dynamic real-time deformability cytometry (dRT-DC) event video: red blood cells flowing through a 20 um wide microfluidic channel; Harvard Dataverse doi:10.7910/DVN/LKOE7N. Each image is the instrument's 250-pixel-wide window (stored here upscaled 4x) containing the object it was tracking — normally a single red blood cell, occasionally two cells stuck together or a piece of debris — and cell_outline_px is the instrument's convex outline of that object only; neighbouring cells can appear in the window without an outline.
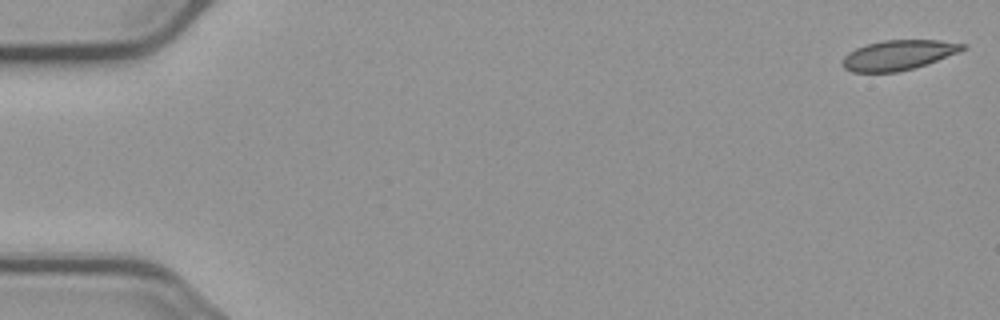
{"species": "common noctule bat (a hibernating species)", "species_latin": "Nyctalus noctula", "temperature_condition": "cold", "stored_images_in_passage": 6, "camera_frame_rate_fps": 3000, "um_per_image_px": 0.085, "animal": {"sex": "male", "body_mass_g": 23.1, "forearm_length_mm": 52.7}, "frame": {"image": 1, "passage_image": 1, "time_ms": 0.0, "image_size_px": [1000, 320], "cell_outline_px": [[968, 48], [936, 60], [912, 68], [896, 72], [852, 72], [844, 68], [844, 56], [848, 52], [856, 48], [868, 44], [884, 40], [940, 40], [968, 44]], "centroid_in_image_um": [76.37, 4.67], "position_along_channel_um": 8.6, "area_um2": 20.63}}
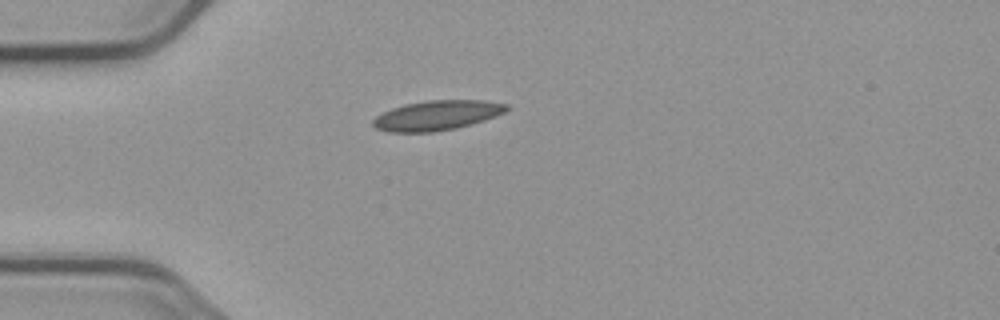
{"frame": {"image": 2, "passage_image": 4, "time_ms": 4.667, "image_size_px": [1000, 320], "cell_outline_px": [[512, 108], [496, 116], [484, 120], [456, 128], [432, 132], [388, 132], [376, 128], [372, 124], [372, 120], [376, 116], [392, 108], [404, 104], [428, 100], [484, 100], [508, 104]], "centroid_in_image_um": [37.16, 9.8], "position_along_channel_um": 47.8, "area_um2": 23.24}}
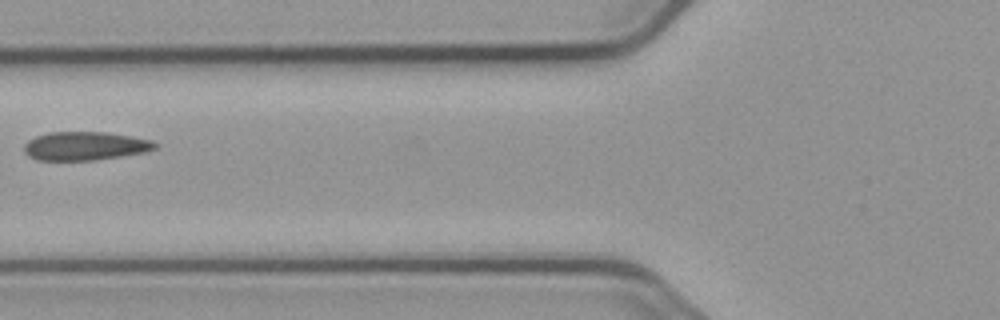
{"frame": {"image": 3, "passage_image": 6, "time_ms": 7.0, "image_size_px": [1000, 320], "cell_outline_px": [[160, 144], [156, 148], [144, 152], [120, 156], [92, 160], [36, 160], [28, 156], [24, 152], [24, 144], [28, 140], [36, 136], [48, 132], [108, 132], [132, 136], [152, 140]], "centroid_in_image_um": [7.23, 12.4], "position_along_channel_um": 118.6, "area_um2": 21.91}}